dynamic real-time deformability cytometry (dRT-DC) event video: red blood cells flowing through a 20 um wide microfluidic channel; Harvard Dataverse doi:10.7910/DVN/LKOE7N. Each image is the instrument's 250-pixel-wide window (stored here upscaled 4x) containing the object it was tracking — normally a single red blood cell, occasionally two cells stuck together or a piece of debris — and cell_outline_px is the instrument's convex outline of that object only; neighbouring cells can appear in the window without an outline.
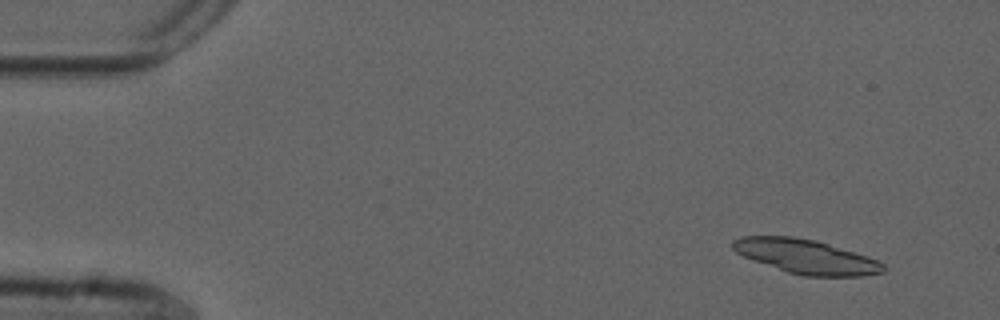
{"species": "common noctule bat (a hibernating species)", "species_latin": "Nyctalus noctula", "temperature_condition": "cold", "stored_images_in_passage": 42, "camera_frame_rate_fps": 3000, "um_per_image_px": 0.085, "animal": {"sex": "male", "forearm_length_mm": 52.5}, "frame": {"image": 1, "passage_image": 1, "time_ms": 0.0, "image_size_px": [1000, 320], "cell_outline_px": [[888, 268], [884, 272], [864, 276], [804, 276], [788, 272], [752, 260], [736, 252], [732, 248], [732, 240], [740, 236], [792, 236], [816, 240], [868, 256], [884, 264]], "centroid_in_image_um": [68.52, 21.8], "position_along_channel_um": 16.5, "area_um2": 30.11}}
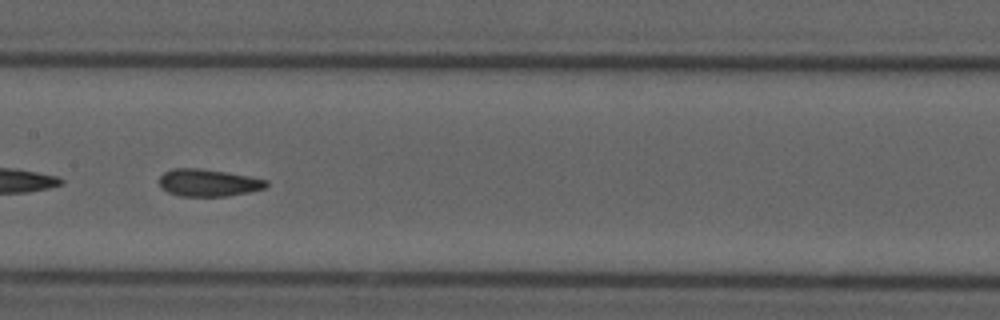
{"frame": {"image": 2, "passage_image": 24, "time_ms": 7.667, "image_size_px": [1000, 320], "cell_outline_px": [[268, 184], [264, 188], [248, 192], [228, 196], [180, 196], [168, 192], [160, 188], [160, 176], [164, 172], [172, 168], [200, 168], [248, 176], [268, 180]], "centroid_in_image_um": [17.67, 15.53], "position_along_channel_um": 189.7, "area_um2": 16.94}}
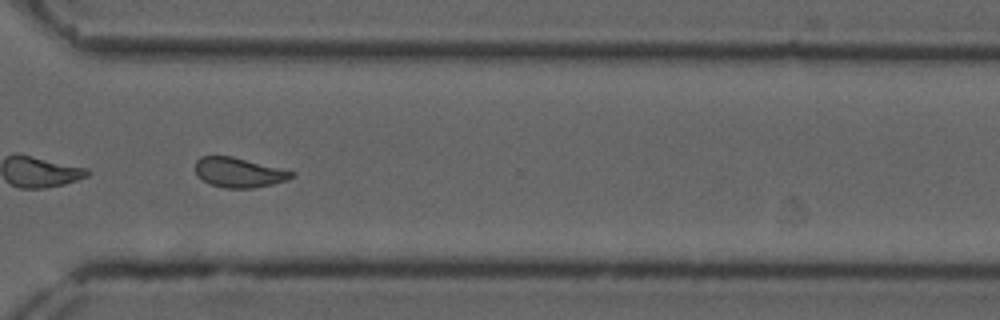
{"frame": {"image": 3, "passage_image": 37, "time_ms": 12.0, "image_size_px": [1000, 320], "cell_outline_px": [[296, 172], [288, 180], [272, 184], [252, 188], [224, 188], [212, 184], [196, 176], [196, 160], [200, 156], [232, 156]], "centroid_in_image_um": [20.3, 14.66], "position_along_channel_um": 350.3, "area_um2": 16.59}, "authors_computed_cell_mechanics": {"area_um2": 17.2533, "velocity_mm_per_s": 3.7164, "shape_relaxation_time_tau1_ms": null, "shape_relaxation_time_tau2_ms": 2.1665, "deformation_change_tau1": null, "deformation_change_tau2": 0.0927}}